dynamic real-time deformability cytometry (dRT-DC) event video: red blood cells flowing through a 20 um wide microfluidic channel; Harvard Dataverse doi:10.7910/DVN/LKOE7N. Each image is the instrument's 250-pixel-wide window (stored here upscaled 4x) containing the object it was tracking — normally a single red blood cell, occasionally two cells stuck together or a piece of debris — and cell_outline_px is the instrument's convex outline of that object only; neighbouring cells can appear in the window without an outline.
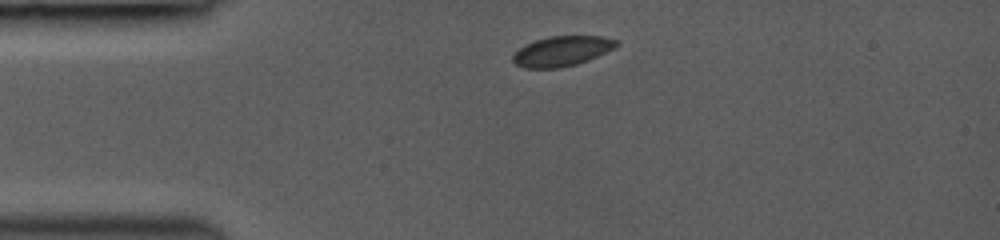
{"species": "common noctule bat (a hibernating species)", "species_latin": "Nyctalus noctula", "temperature_condition": "room temperature", "stored_images_in_passage": 29, "camera_frame_rate_fps": 3000, "um_per_image_px": 0.085, "animal": {"sex": "female", "body_mass_g": 19.0, "forearm_length_mm": 53.3}, "frame": {"image": 1, "passage_image": 1, "time_ms": 0.0, "image_size_px": [1000, 240], "cell_outline_px": [[620, 44], [588, 60], [576, 64], [556, 68], [524, 68], [516, 64], [512, 60], [512, 56], [524, 44], [548, 36], [600, 36], [616, 40]], "centroid_in_image_um": [47.72, 4.34], "position_along_channel_um": 37.3, "area_um2": 17.86}}
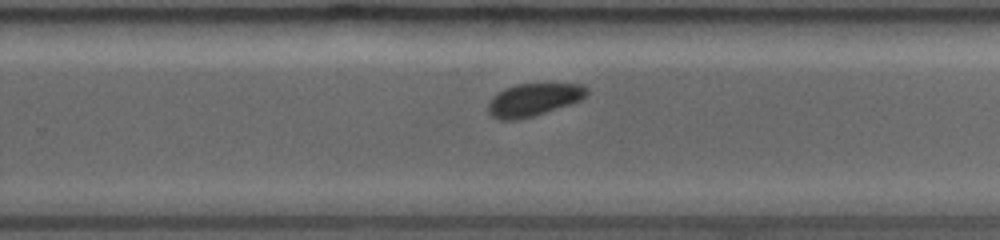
{"frame": {"image": 2, "passage_image": 18, "time_ms": 6.667, "image_size_px": [1000, 240], "cell_outline_px": [[588, 92], [580, 100], [532, 116], [516, 120], [500, 120], [492, 116], [488, 112], [488, 104], [492, 96], [504, 88], [516, 84], [584, 84], [588, 88]], "centroid_in_image_um": [45.31, 8.46], "position_along_channel_um": 284.5, "area_um2": 18.55}}
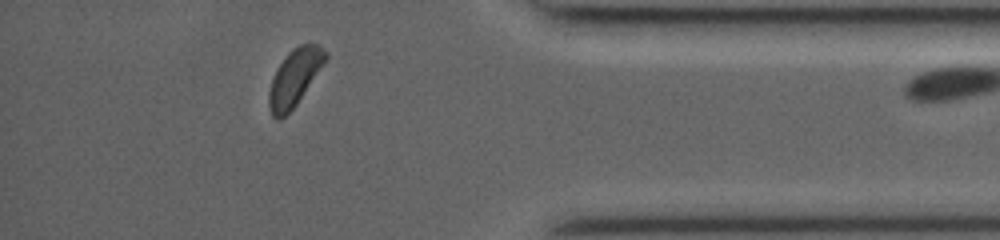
{"frame": {"image": 3, "passage_image": 28, "time_ms": 10.0, "image_size_px": [1000, 240], "cell_outline_px": [[328, 56], [324, 64], [296, 104], [280, 120], [276, 120], [272, 116], [268, 104], [268, 92], [272, 80], [280, 64], [288, 52], [292, 48], [300, 44], [316, 44], [328, 52]], "centroid_in_image_um": [25.04, 6.59], "position_along_channel_um": 410.2, "area_um2": 18.38}}